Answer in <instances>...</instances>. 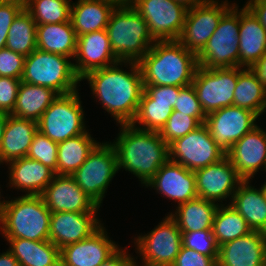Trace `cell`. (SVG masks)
Wrapping results in <instances>:
<instances>
[{
	"label": "cell",
	"instance_id": "cell-37",
	"mask_svg": "<svg viewBox=\"0 0 266 266\" xmlns=\"http://www.w3.org/2000/svg\"><path fill=\"white\" fill-rule=\"evenodd\" d=\"M36 26L31 15L23 9L9 28L5 48L24 56L30 55L37 49Z\"/></svg>",
	"mask_w": 266,
	"mask_h": 266
},
{
	"label": "cell",
	"instance_id": "cell-36",
	"mask_svg": "<svg viewBox=\"0 0 266 266\" xmlns=\"http://www.w3.org/2000/svg\"><path fill=\"white\" fill-rule=\"evenodd\" d=\"M246 220L228 204H219L213 220L212 233L218 246L251 232Z\"/></svg>",
	"mask_w": 266,
	"mask_h": 266
},
{
	"label": "cell",
	"instance_id": "cell-43",
	"mask_svg": "<svg viewBox=\"0 0 266 266\" xmlns=\"http://www.w3.org/2000/svg\"><path fill=\"white\" fill-rule=\"evenodd\" d=\"M24 9V0H0V49L5 48L13 20Z\"/></svg>",
	"mask_w": 266,
	"mask_h": 266
},
{
	"label": "cell",
	"instance_id": "cell-55",
	"mask_svg": "<svg viewBox=\"0 0 266 266\" xmlns=\"http://www.w3.org/2000/svg\"><path fill=\"white\" fill-rule=\"evenodd\" d=\"M264 183H265V184H263L261 188H262V190L264 191V194H265V196H266V182H264Z\"/></svg>",
	"mask_w": 266,
	"mask_h": 266
},
{
	"label": "cell",
	"instance_id": "cell-19",
	"mask_svg": "<svg viewBox=\"0 0 266 266\" xmlns=\"http://www.w3.org/2000/svg\"><path fill=\"white\" fill-rule=\"evenodd\" d=\"M98 212H53L49 227V241L59 249L87 239L102 223Z\"/></svg>",
	"mask_w": 266,
	"mask_h": 266
},
{
	"label": "cell",
	"instance_id": "cell-29",
	"mask_svg": "<svg viewBox=\"0 0 266 266\" xmlns=\"http://www.w3.org/2000/svg\"><path fill=\"white\" fill-rule=\"evenodd\" d=\"M70 21L76 36L106 29L112 4L97 0H78L71 3Z\"/></svg>",
	"mask_w": 266,
	"mask_h": 266
},
{
	"label": "cell",
	"instance_id": "cell-15",
	"mask_svg": "<svg viewBox=\"0 0 266 266\" xmlns=\"http://www.w3.org/2000/svg\"><path fill=\"white\" fill-rule=\"evenodd\" d=\"M258 117L252 111L232 105L207 114L204 124L216 144L227 152L257 126Z\"/></svg>",
	"mask_w": 266,
	"mask_h": 266
},
{
	"label": "cell",
	"instance_id": "cell-50",
	"mask_svg": "<svg viewBox=\"0 0 266 266\" xmlns=\"http://www.w3.org/2000/svg\"><path fill=\"white\" fill-rule=\"evenodd\" d=\"M0 266H19L18 260L7 250L0 255Z\"/></svg>",
	"mask_w": 266,
	"mask_h": 266
},
{
	"label": "cell",
	"instance_id": "cell-46",
	"mask_svg": "<svg viewBox=\"0 0 266 266\" xmlns=\"http://www.w3.org/2000/svg\"><path fill=\"white\" fill-rule=\"evenodd\" d=\"M172 266H217V262L212 257L182 245Z\"/></svg>",
	"mask_w": 266,
	"mask_h": 266
},
{
	"label": "cell",
	"instance_id": "cell-4",
	"mask_svg": "<svg viewBox=\"0 0 266 266\" xmlns=\"http://www.w3.org/2000/svg\"><path fill=\"white\" fill-rule=\"evenodd\" d=\"M106 31L119 61L139 62L155 43L148 24L132 5L115 7Z\"/></svg>",
	"mask_w": 266,
	"mask_h": 266
},
{
	"label": "cell",
	"instance_id": "cell-11",
	"mask_svg": "<svg viewBox=\"0 0 266 266\" xmlns=\"http://www.w3.org/2000/svg\"><path fill=\"white\" fill-rule=\"evenodd\" d=\"M225 156L226 152L216 144L204 123L169 144L170 160L190 171L216 163Z\"/></svg>",
	"mask_w": 266,
	"mask_h": 266
},
{
	"label": "cell",
	"instance_id": "cell-52",
	"mask_svg": "<svg viewBox=\"0 0 266 266\" xmlns=\"http://www.w3.org/2000/svg\"><path fill=\"white\" fill-rule=\"evenodd\" d=\"M7 116H8L7 113L0 112V148H1L2 139L4 135V129L6 126Z\"/></svg>",
	"mask_w": 266,
	"mask_h": 266
},
{
	"label": "cell",
	"instance_id": "cell-2",
	"mask_svg": "<svg viewBox=\"0 0 266 266\" xmlns=\"http://www.w3.org/2000/svg\"><path fill=\"white\" fill-rule=\"evenodd\" d=\"M121 130L111 143L117 153L118 170L133 173L146 185L169 158V145L159 132L135 128L132 124H120Z\"/></svg>",
	"mask_w": 266,
	"mask_h": 266
},
{
	"label": "cell",
	"instance_id": "cell-34",
	"mask_svg": "<svg viewBox=\"0 0 266 266\" xmlns=\"http://www.w3.org/2000/svg\"><path fill=\"white\" fill-rule=\"evenodd\" d=\"M98 144L88 132L58 143L57 175L72 176Z\"/></svg>",
	"mask_w": 266,
	"mask_h": 266
},
{
	"label": "cell",
	"instance_id": "cell-53",
	"mask_svg": "<svg viewBox=\"0 0 266 266\" xmlns=\"http://www.w3.org/2000/svg\"><path fill=\"white\" fill-rule=\"evenodd\" d=\"M112 4L114 7H124L132 4V0H97Z\"/></svg>",
	"mask_w": 266,
	"mask_h": 266
},
{
	"label": "cell",
	"instance_id": "cell-54",
	"mask_svg": "<svg viewBox=\"0 0 266 266\" xmlns=\"http://www.w3.org/2000/svg\"><path fill=\"white\" fill-rule=\"evenodd\" d=\"M6 202H7L6 200L0 201V215L2 214V211H3V208L5 207Z\"/></svg>",
	"mask_w": 266,
	"mask_h": 266
},
{
	"label": "cell",
	"instance_id": "cell-23",
	"mask_svg": "<svg viewBox=\"0 0 266 266\" xmlns=\"http://www.w3.org/2000/svg\"><path fill=\"white\" fill-rule=\"evenodd\" d=\"M145 186L154 187L159 194L177 201L178 205L198 197L194 171L170 159Z\"/></svg>",
	"mask_w": 266,
	"mask_h": 266
},
{
	"label": "cell",
	"instance_id": "cell-51",
	"mask_svg": "<svg viewBox=\"0 0 266 266\" xmlns=\"http://www.w3.org/2000/svg\"><path fill=\"white\" fill-rule=\"evenodd\" d=\"M173 1L184 5L187 9H190L205 3L207 0H173Z\"/></svg>",
	"mask_w": 266,
	"mask_h": 266
},
{
	"label": "cell",
	"instance_id": "cell-24",
	"mask_svg": "<svg viewBox=\"0 0 266 266\" xmlns=\"http://www.w3.org/2000/svg\"><path fill=\"white\" fill-rule=\"evenodd\" d=\"M217 266H266V233L251 231L220 245Z\"/></svg>",
	"mask_w": 266,
	"mask_h": 266
},
{
	"label": "cell",
	"instance_id": "cell-7",
	"mask_svg": "<svg viewBox=\"0 0 266 266\" xmlns=\"http://www.w3.org/2000/svg\"><path fill=\"white\" fill-rule=\"evenodd\" d=\"M235 4L222 16L206 46L197 55L203 68L239 67L240 11Z\"/></svg>",
	"mask_w": 266,
	"mask_h": 266
},
{
	"label": "cell",
	"instance_id": "cell-27",
	"mask_svg": "<svg viewBox=\"0 0 266 266\" xmlns=\"http://www.w3.org/2000/svg\"><path fill=\"white\" fill-rule=\"evenodd\" d=\"M37 131V121L8 114L0 148V164L26 157Z\"/></svg>",
	"mask_w": 266,
	"mask_h": 266
},
{
	"label": "cell",
	"instance_id": "cell-22",
	"mask_svg": "<svg viewBox=\"0 0 266 266\" xmlns=\"http://www.w3.org/2000/svg\"><path fill=\"white\" fill-rule=\"evenodd\" d=\"M226 156L238 175L250 181L261 167L266 171V131L256 126L233 144Z\"/></svg>",
	"mask_w": 266,
	"mask_h": 266
},
{
	"label": "cell",
	"instance_id": "cell-39",
	"mask_svg": "<svg viewBox=\"0 0 266 266\" xmlns=\"http://www.w3.org/2000/svg\"><path fill=\"white\" fill-rule=\"evenodd\" d=\"M57 149L58 143L37 131L26 157L48 166L57 175Z\"/></svg>",
	"mask_w": 266,
	"mask_h": 266
},
{
	"label": "cell",
	"instance_id": "cell-26",
	"mask_svg": "<svg viewBox=\"0 0 266 266\" xmlns=\"http://www.w3.org/2000/svg\"><path fill=\"white\" fill-rule=\"evenodd\" d=\"M10 164V165H9ZM9 185L18 190H26L25 195H41L43 190L51 183L55 172L39 161L28 157L9 162Z\"/></svg>",
	"mask_w": 266,
	"mask_h": 266
},
{
	"label": "cell",
	"instance_id": "cell-8",
	"mask_svg": "<svg viewBox=\"0 0 266 266\" xmlns=\"http://www.w3.org/2000/svg\"><path fill=\"white\" fill-rule=\"evenodd\" d=\"M38 131L56 143L86 133L78 91L59 95L37 121Z\"/></svg>",
	"mask_w": 266,
	"mask_h": 266
},
{
	"label": "cell",
	"instance_id": "cell-14",
	"mask_svg": "<svg viewBox=\"0 0 266 266\" xmlns=\"http://www.w3.org/2000/svg\"><path fill=\"white\" fill-rule=\"evenodd\" d=\"M227 1L218 3L207 0L187 11L183 31L178 41L189 51L198 55L217 29L222 16L234 5Z\"/></svg>",
	"mask_w": 266,
	"mask_h": 266
},
{
	"label": "cell",
	"instance_id": "cell-12",
	"mask_svg": "<svg viewBox=\"0 0 266 266\" xmlns=\"http://www.w3.org/2000/svg\"><path fill=\"white\" fill-rule=\"evenodd\" d=\"M135 241L143 259L141 266H172L182 247V233L168 215L153 230L138 236Z\"/></svg>",
	"mask_w": 266,
	"mask_h": 266
},
{
	"label": "cell",
	"instance_id": "cell-49",
	"mask_svg": "<svg viewBox=\"0 0 266 266\" xmlns=\"http://www.w3.org/2000/svg\"><path fill=\"white\" fill-rule=\"evenodd\" d=\"M250 69L257 77V80L266 88V52Z\"/></svg>",
	"mask_w": 266,
	"mask_h": 266
},
{
	"label": "cell",
	"instance_id": "cell-45",
	"mask_svg": "<svg viewBox=\"0 0 266 266\" xmlns=\"http://www.w3.org/2000/svg\"><path fill=\"white\" fill-rule=\"evenodd\" d=\"M21 79L0 76V112L11 114L14 110Z\"/></svg>",
	"mask_w": 266,
	"mask_h": 266
},
{
	"label": "cell",
	"instance_id": "cell-33",
	"mask_svg": "<svg viewBox=\"0 0 266 266\" xmlns=\"http://www.w3.org/2000/svg\"><path fill=\"white\" fill-rule=\"evenodd\" d=\"M58 96L50 88L21 82L16 104L10 115L21 119L38 121L44 111Z\"/></svg>",
	"mask_w": 266,
	"mask_h": 266
},
{
	"label": "cell",
	"instance_id": "cell-6",
	"mask_svg": "<svg viewBox=\"0 0 266 266\" xmlns=\"http://www.w3.org/2000/svg\"><path fill=\"white\" fill-rule=\"evenodd\" d=\"M70 58L40 49L25 56L22 82L44 86L58 95L77 91L81 79L77 76Z\"/></svg>",
	"mask_w": 266,
	"mask_h": 266
},
{
	"label": "cell",
	"instance_id": "cell-1",
	"mask_svg": "<svg viewBox=\"0 0 266 266\" xmlns=\"http://www.w3.org/2000/svg\"><path fill=\"white\" fill-rule=\"evenodd\" d=\"M128 65L131 72L117 66ZM88 80L92 94L101 101L104 110L119 124H132L144 91L143 77L138 62L120 61L109 67L97 69L81 78Z\"/></svg>",
	"mask_w": 266,
	"mask_h": 266
},
{
	"label": "cell",
	"instance_id": "cell-3",
	"mask_svg": "<svg viewBox=\"0 0 266 266\" xmlns=\"http://www.w3.org/2000/svg\"><path fill=\"white\" fill-rule=\"evenodd\" d=\"M138 63L144 86H188L199 66L197 55L178 40L155 41Z\"/></svg>",
	"mask_w": 266,
	"mask_h": 266
},
{
	"label": "cell",
	"instance_id": "cell-31",
	"mask_svg": "<svg viewBox=\"0 0 266 266\" xmlns=\"http://www.w3.org/2000/svg\"><path fill=\"white\" fill-rule=\"evenodd\" d=\"M218 206V202L197 197L179 204L175 214L171 212L169 216L177 223L181 232L212 230Z\"/></svg>",
	"mask_w": 266,
	"mask_h": 266
},
{
	"label": "cell",
	"instance_id": "cell-25",
	"mask_svg": "<svg viewBox=\"0 0 266 266\" xmlns=\"http://www.w3.org/2000/svg\"><path fill=\"white\" fill-rule=\"evenodd\" d=\"M240 10L239 67L250 68L266 52V29L246 6Z\"/></svg>",
	"mask_w": 266,
	"mask_h": 266
},
{
	"label": "cell",
	"instance_id": "cell-16",
	"mask_svg": "<svg viewBox=\"0 0 266 266\" xmlns=\"http://www.w3.org/2000/svg\"><path fill=\"white\" fill-rule=\"evenodd\" d=\"M181 88L177 86H144L132 125L142 130L160 132L173 112ZM136 123L143 126L137 127Z\"/></svg>",
	"mask_w": 266,
	"mask_h": 266
},
{
	"label": "cell",
	"instance_id": "cell-5",
	"mask_svg": "<svg viewBox=\"0 0 266 266\" xmlns=\"http://www.w3.org/2000/svg\"><path fill=\"white\" fill-rule=\"evenodd\" d=\"M51 211L40 195H23L7 200L0 215V229L6 239L49 240Z\"/></svg>",
	"mask_w": 266,
	"mask_h": 266
},
{
	"label": "cell",
	"instance_id": "cell-40",
	"mask_svg": "<svg viewBox=\"0 0 266 266\" xmlns=\"http://www.w3.org/2000/svg\"><path fill=\"white\" fill-rule=\"evenodd\" d=\"M200 125L194 117L173 111L159 134L164 142L169 145L174 140L185 136Z\"/></svg>",
	"mask_w": 266,
	"mask_h": 266
},
{
	"label": "cell",
	"instance_id": "cell-13",
	"mask_svg": "<svg viewBox=\"0 0 266 266\" xmlns=\"http://www.w3.org/2000/svg\"><path fill=\"white\" fill-rule=\"evenodd\" d=\"M155 41L178 40L188 9L173 0H132Z\"/></svg>",
	"mask_w": 266,
	"mask_h": 266
},
{
	"label": "cell",
	"instance_id": "cell-17",
	"mask_svg": "<svg viewBox=\"0 0 266 266\" xmlns=\"http://www.w3.org/2000/svg\"><path fill=\"white\" fill-rule=\"evenodd\" d=\"M197 196L216 203L228 198L232 199L236 189L243 179L225 156L220 161L196 171Z\"/></svg>",
	"mask_w": 266,
	"mask_h": 266
},
{
	"label": "cell",
	"instance_id": "cell-44",
	"mask_svg": "<svg viewBox=\"0 0 266 266\" xmlns=\"http://www.w3.org/2000/svg\"><path fill=\"white\" fill-rule=\"evenodd\" d=\"M24 61V55L7 48L0 49V76L21 79Z\"/></svg>",
	"mask_w": 266,
	"mask_h": 266
},
{
	"label": "cell",
	"instance_id": "cell-9",
	"mask_svg": "<svg viewBox=\"0 0 266 266\" xmlns=\"http://www.w3.org/2000/svg\"><path fill=\"white\" fill-rule=\"evenodd\" d=\"M118 172L117 153L111 142L98 144L72 174L78 186L99 207L110 181Z\"/></svg>",
	"mask_w": 266,
	"mask_h": 266
},
{
	"label": "cell",
	"instance_id": "cell-20",
	"mask_svg": "<svg viewBox=\"0 0 266 266\" xmlns=\"http://www.w3.org/2000/svg\"><path fill=\"white\" fill-rule=\"evenodd\" d=\"M75 72L81 79L87 73L120 61L111 48L106 29L77 36Z\"/></svg>",
	"mask_w": 266,
	"mask_h": 266
},
{
	"label": "cell",
	"instance_id": "cell-18",
	"mask_svg": "<svg viewBox=\"0 0 266 266\" xmlns=\"http://www.w3.org/2000/svg\"><path fill=\"white\" fill-rule=\"evenodd\" d=\"M53 212H97L100 208L68 175H55L40 195Z\"/></svg>",
	"mask_w": 266,
	"mask_h": 266
},
{
	"label": "cell",
	"instance_id": "cell-38",
	"mask_svg": "<svg viewBox=\"0 0 266 266\" xmlns=\"http://www.w3.org/2000/svg\"><path fill=\"white\" fill-rule=\"evenodd\" d=\"M24 9L37 25L70 21V0H24Z\"/></svg>",
	"mask_w": 266,
	"mask_h": 266
},
{
	"label": "cell",
	"instance_id": "cell-21",
	"mask_svg": "<svg viewBox=\"0 0 266 266\" xmlns=\"http://www.w3.org/2000/svg\"><path fill=\"white\" fill-rule=\"evenodd\" d=\"M101 226L87 239L60 249V266H99L110 258L119 247L107 236Z\"/></svg>",
	"mask_w": 266,
	"mask_h": 266
},
{
	"label": "cell",
	"instance_id": "cell-48",
	"mask_svg": "<svg viewBox=\"0 0 266 266\" xmlns=\"http://www.w3.org/2000/svg\"><path fill=\"white\" fill-rule=\"evenodd\" d=\"M266 29V0H249L245 5Z\"/></svg>",
	"mask_w": 266,
	"mask_h": 266
},
{
	"label": "cell",
	"instance_id": "cell-41",
	"mask_svg": "<svg viewBox=\"0 0 266 266\" xmlns=\"http://www.w3.org/2000/svg\"><path fill=\"white\" fill-rule=\"evenodd\" d=\"M182 233V245L201 254L212 257L216 262L219 256V246L212 230L191 231Z\"/></svg>",
	"mask_w": 266,
	"mask_h": 266
},
{
	"label": "cell",
	"instance_id": "cell-30",
	"mask_svg": "<svg viewBox=\"0 0 266 266\" xmlns=\"http://www.w3.org/2000/svg\"><path fill=\"white\" fill-rule=\"evenodd\" d=\"M76 44L77 36L71 21L36 26V45L42 51L74 59Z\"/></svg>",
	"mask_w": 266,
	"mask_h": 266
},
{
	"label": "cell",
	"instance_id": "cell-47",
	"mask_svg": "<svg viewBox=\"0 0 266 266\" xmlns=\"http://www.w3.org/2000/svg\"><path fill=\"white\" fill-rule=\"evenodd\" d=\"M136 260L127 254L122 248L118 249L110 258L102 262L99 266H135Z\"/></svg>",
	"mask_w": 266,
	"mask_h": 266
},
{
	"label": "cell",
	"instance_id": "cell-42",
	"mask_svg": "<svg viewBox=\"0 0 266 266\" xmlns=\"http://www.w3.org/2000/svg\"><path fill=\"white\" fill-rule=\"evenodd\" d=\"M173 111L194 117L200 124L205 122L207 116L202 110L192 84L180 89Z\"/></svg>",
	"mask_w": 266,
	"mask_h": 266
},
{
	"label": "cell",
	"instance_id": "cell-28",
	"mask_svg": "<svg viewBox=\"0 0 266 266\" xmlns=\"http://www.w3.org/2000/svg\"><path fill=\"white\" fill-rule=\"evenodd\" d=\"M247 222L252 231L266 233V196L262 188L250 186L243 180L229 203Z\"/></svg>",
	"mask_w": 266,
	"mask_h": 266
},
{
	"label": "cell",
	"instance_id": "cell-35",
	"mask_svg": "<svg viewBox=\"0 0 266 266\" xmlns=\"http://www.w3.org/2000/svg\"><path fill=\"white\" fill-rule=\"evenodd\" d=\"M233 105L252 111L258 116L266 112V88L257 80L250 68L238 67Z\"/></svg>",
	"mask_w": 266,
	"mask_h": 266
},
{
	"label": "cell",
	"instance_id": "cell-32",
	"mask_svg": "<svg viewBox=\"0 0 266 266\" xmlns=\"http://www.w3.org/2000/svg\"><path fill=\"white\" fill-rule=\"evenodd\" d=\"M19 266H60V249L51 241L6 239Z\"/></svg>",
	"mask_w": 266,
	"mask_h": 266
},
{
	"label": "cell",
	"instance_id": "cell-10",
	"mask_svg": "<svg viewBox=\"0 0 266 266\" xmlns=\"http://www.w3.org/2000/svg\"><path fill=\"white\" fill-rule=\"evenodd\" d=\"M237 81L238 67H197L192 85L206 115L233 105Z\"/></svg>",
	"mask_w": 266,
	"mask_h": 266
}]
</instances>
